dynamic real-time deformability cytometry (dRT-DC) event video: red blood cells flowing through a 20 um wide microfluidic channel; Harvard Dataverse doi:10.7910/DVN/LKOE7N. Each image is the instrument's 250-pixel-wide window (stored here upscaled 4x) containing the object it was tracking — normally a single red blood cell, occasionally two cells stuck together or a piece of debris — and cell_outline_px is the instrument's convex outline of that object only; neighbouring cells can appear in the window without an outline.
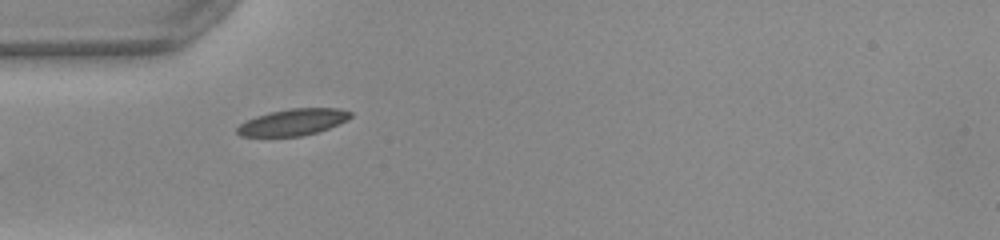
{"species": "common noctule bat (a hibernating species)", "species_latin": "Nyctalus noctula", "temperature_condition": "warm", "stored_images_in_passage": 28, "camera_frame_rate_fps": 3000, "um_per_image_px": 0.085, "animal": {"sex": "female", "body_mass_g": 22.0, "forearm_length_mm": 56.7}, "frame": {"image": 1, "passage_image": 1, "time_ms": 0.0, "image_size_px": [1000, 240], "cell_outline_px": [[352, 116], [348, 120], [328, 128], [316, 132], [300, 136], [240, 136], [236, 132], [236, 128], [240, 124], [256, 116], [268, 112], [292, 108], [340, 108], [352, 112]], "centroid_in_image_um": [24.92, 10.37], "position_along_channel_um": 60.1, "area_um2": 17.46}}
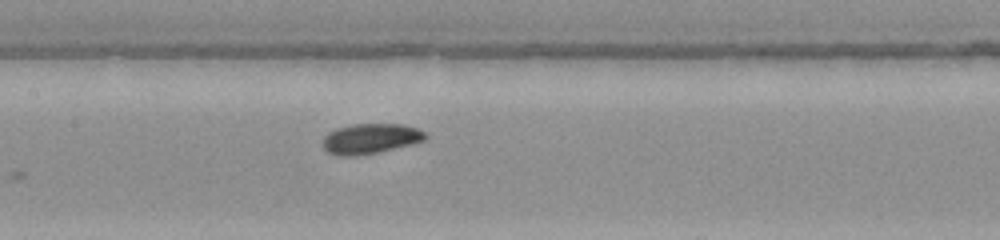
{"frame": {"image": 2, "passage_image": 10, "time_ms": 3.0, "image_size_px": [1000, 240], "cell_outline_px": [[428, 136], [424, 140], [412, 144], [380, 152], [356, 156], [340, 156], [328, 152], [324, 148], [324, 136], [328, 132], [336, 128], [352, 124], [404, 124], [416, 128], [424, 132]], "centroid_in_image_um": [31.49, 11.78], "position_along_channel_um": 175.9, "area_um2": 18.09}}
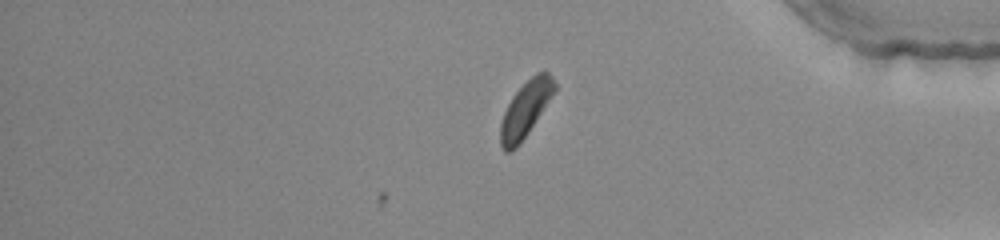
{"frame": {"image": 3, "passage_image": 28, "time_ms": 9.0, "image_size_px": [1000, 240], "cell_outline_px": [[556, 88], [528, 132], [516, 148], [512, 152], [504, 152], [500, 144], [500, 124], [504, 112], [512, 96], [536, 72], [544, 68], [552, 76], [556, 84]], "centroid_in_image_um": [44.65, 9.27], "position_along_channel_um": 390.6, "area_um2": 17.28}}